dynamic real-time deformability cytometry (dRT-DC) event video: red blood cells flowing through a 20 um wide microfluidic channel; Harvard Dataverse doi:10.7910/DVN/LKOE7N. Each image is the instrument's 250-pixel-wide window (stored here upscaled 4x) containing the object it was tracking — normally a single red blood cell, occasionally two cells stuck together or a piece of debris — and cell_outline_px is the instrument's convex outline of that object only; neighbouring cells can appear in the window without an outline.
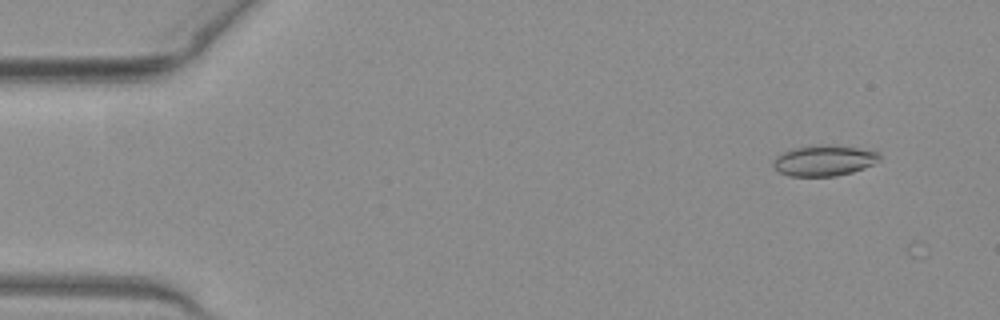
{"species": "common noctule bat (a hibernating species)", "species_latin": "Nyctalus noctula", "temperature_condition": "warm", "stored_images_in_passage": 2, "camera_frame_rate_fps": 3000, "um_per_image_px": 0.085, "animal": {"sex": "female", "body_mass_g": 19.3, "forearm_length_mm": 54.1}, "frame": {"image": 1, "passage_image": 1, "time_ms": 0.0, "image_size_px": [1000, 320], "cell_outline_px": [[880, 160], [864, 168], [852, 172], [836, 176], [788, 176], [780, 172], [772, 164], [772, 160], [776, 156], [792, 148], [820, 144], [856, 148], [880, 152]], "centroid_in_image_um": [70.02, 13.65], "position_along_channel_um": 15.0, "area_um2": 18.96}}